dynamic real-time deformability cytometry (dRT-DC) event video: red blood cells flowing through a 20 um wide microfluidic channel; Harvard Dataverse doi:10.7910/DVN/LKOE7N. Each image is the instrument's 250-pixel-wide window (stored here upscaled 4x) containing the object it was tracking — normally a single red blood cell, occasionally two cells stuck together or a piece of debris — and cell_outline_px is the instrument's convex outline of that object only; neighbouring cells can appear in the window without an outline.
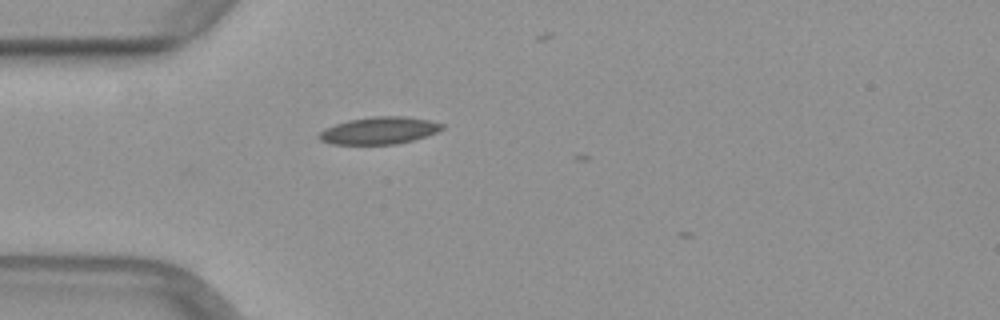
{"species": "common noctule bat (a hibernating species)", "species_latin": "Nyctalus noctula", "temperature_condition": "warm", "stored_images_in_passage": 2, "camera_frame_rate_fps": 3000, "um_per_image_px": 0.085, "animal": {"sex": "female", "body_mass_g": 29.2, "forearm_length_mm": 56.3}, "frame": {"image": 1, "passage_image": 1, "time_ms": 0.0, "image_size_px": [1000, 320], "cell_outline_px": [[444, 128], [436, 132], [412, 140], [396, 144], [332, 144], [320, 140], [316, 136], [324, 128], [348, 120], [372, 116], [404, 116], [428, 120], [444, 124]], "centroid_in_image_um": [32.2, 11.09], "position_along_channel_um": 52.8, "area_um2": 19.42}}